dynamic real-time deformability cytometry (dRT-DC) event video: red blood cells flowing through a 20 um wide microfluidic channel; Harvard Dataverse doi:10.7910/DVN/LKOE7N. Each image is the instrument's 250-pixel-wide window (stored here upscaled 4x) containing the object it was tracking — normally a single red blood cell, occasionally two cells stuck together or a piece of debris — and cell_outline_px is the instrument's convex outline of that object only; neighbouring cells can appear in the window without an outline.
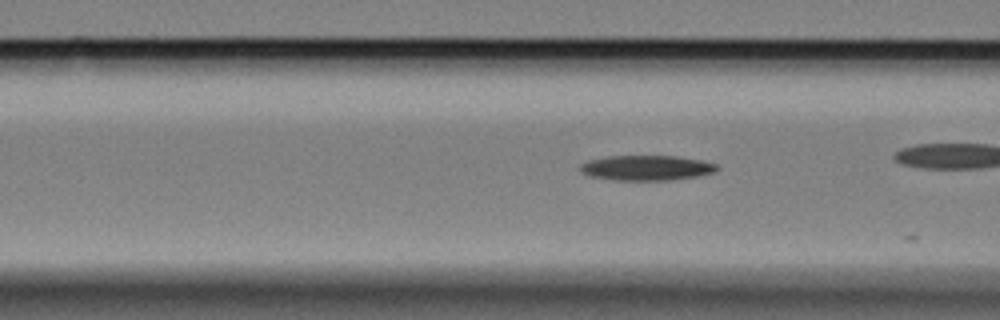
{"species": "Egyptian fruit bat (a non-hibernating species)", "species_latin": "Rousettus aegyptiacus", "temperature_condition": "cold", "stored_images_in_passage": 9, "camera_frame_rate_fps": 3000, "um_per_image_px": 0.085, "animal": {"sex": "female"}, "frame": {"image": 1, "passage_image": 7, "time_ms": 2.0, "image_size_px": [1000, 320], "cell_outline_px": [[720, 168], [712, 172], [696, 176], [668, 180], [616, 180], [588, 176], [580, 172], [580, 164], [588, 160], [604, 156], [676, 156], [700, 160], [716, 164]], "centroid_in_image_um": [54.88, 14.26], "position_along_channel_um": 111.7, "area_um2": 19.94}}